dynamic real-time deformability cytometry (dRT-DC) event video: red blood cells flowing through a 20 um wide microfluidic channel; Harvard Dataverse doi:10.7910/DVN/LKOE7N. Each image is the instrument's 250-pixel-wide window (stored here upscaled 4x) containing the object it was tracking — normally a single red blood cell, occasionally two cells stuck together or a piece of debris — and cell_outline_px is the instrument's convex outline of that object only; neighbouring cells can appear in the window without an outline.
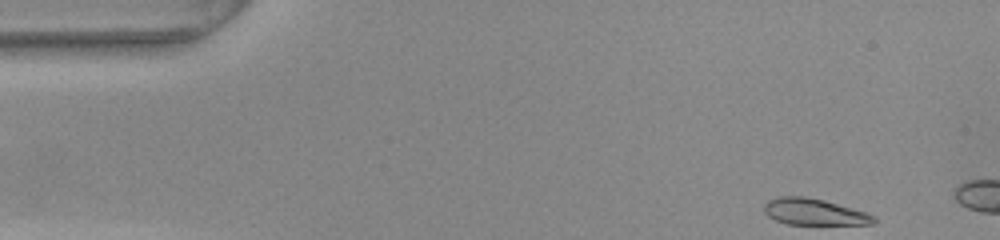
{"species": "common noctule bat (a hibernating species)", "species_latin": "Nyctalus noctula", "temperature_condition": "warm", "stored_images_in_passage": 9, "camera_frame_rate_fps": 3000, "um_per_image_px": 0.085, "animal": {"sex": "female", "body_mass_g": 22.0, "forearm_length_mm": 56.7}, "frame": {"image": 1, "passage_image": 1, "time_ms": 0.0, "image_size_px": [1000, 240], "cell_outline_px": [[876, 220], [872, 224], [788, 224], [776, 220], [768, 216], [764, 212], [764, 204], [768, 200], [776, 196], [804, 196], [824, 200], [864, 212], [876, 216]], "centroid_in_image_um": [69.16, 18.0], "position_along_channel_um": 15.8, "area_um2": 16.76}}